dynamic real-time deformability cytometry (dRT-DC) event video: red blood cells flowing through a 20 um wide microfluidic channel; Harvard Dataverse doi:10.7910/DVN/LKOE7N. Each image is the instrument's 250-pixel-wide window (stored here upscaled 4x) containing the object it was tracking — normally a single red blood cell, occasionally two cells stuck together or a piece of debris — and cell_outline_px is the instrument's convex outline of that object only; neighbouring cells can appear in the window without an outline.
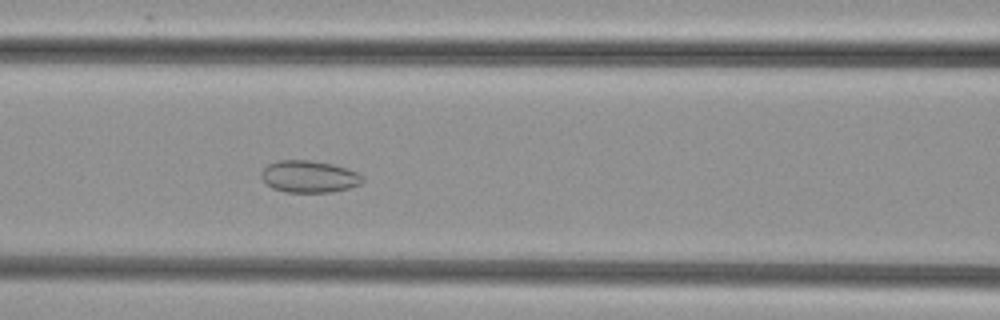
{"species": "common noctule bat (a hibernating species)", "species_latin": "Nyctalus noctula", "temperature_condition": "cold", "stored_images_in_passage": 44, "camera_frame_rate_fps": 3000, "um_per_image_px": 0.085, "animal": {"sex": "female", "body_mass_g": 29.2, "forearm_length_mm": 56.3}, "frame": {"image": 1, "passage_image": 21, "time_ms": 6.667, "image_size_px": [1000, 320], "cell_outline_px": [[364, 180], [360, 184], [348, 188], [332, 192], [284, 192], [272, 188], [260, 176], [260, 172], [268, 164], [280, 160], [312, 160], [332, 164], [348, 168], [364, 176]], "centroid_in_image_um": [26.28, 15.0], "position_along_channel_um": 140.3, "area_um2": 18.96}}
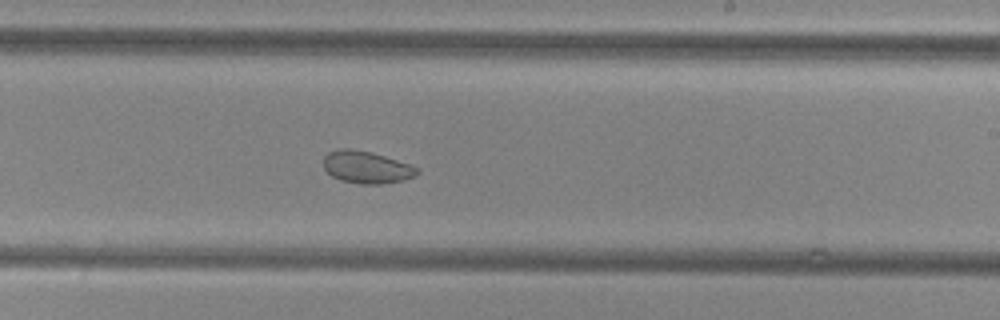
{"frame": {"image": 2, "passage_image": 30, "time_ms": 9.667, "image_size_px": [1000, 320], "cell_outline_px": [[420, 172], [416, 176], [404, 180], [384, 184], [360, 184], [340, 180], [332, 176], [324, 168], [324, 156], [328, 152], [340, 148], [348, 148], [372, 152], [420, 168]], "centroid_in_image_um": [31.17, 14.22], "position_along_channel_um": 257.8, "area_um2": 17.69}}
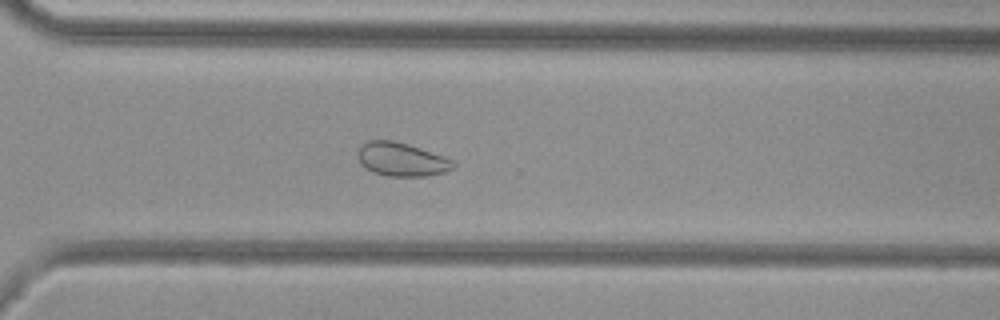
{"frame": {"image": 3, "passage_image": 36, "time_ms": 11.667, "image_size_px": [1000, 320], "cell_outline_px": [[456, 164], [452, 168], [444, 172], [428, 176], [388, 176], [372, 172], [360, 164], [356, 156], [356, 152], [360, 144], [368, 140], [392, 140], [408, 144], [444, 156], [452, 160]], "centroid_in_image_um": [34.07, 13.54], "position_along_channel_um": 336.5, "area_um2": 18.9}}